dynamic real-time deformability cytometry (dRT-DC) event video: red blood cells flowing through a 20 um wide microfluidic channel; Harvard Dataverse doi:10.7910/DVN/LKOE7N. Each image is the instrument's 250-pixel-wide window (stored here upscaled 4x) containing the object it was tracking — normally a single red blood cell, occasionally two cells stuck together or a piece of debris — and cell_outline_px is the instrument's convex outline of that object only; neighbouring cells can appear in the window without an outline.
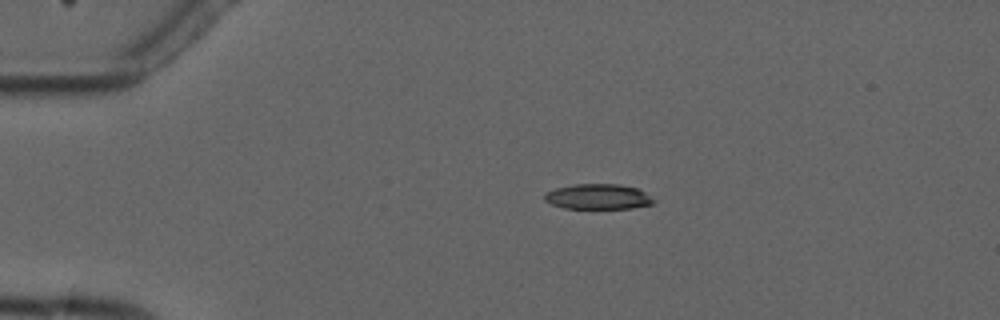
{"species": "common noctule bat (a hibernating species)", "species_latin": "Nyctalus noctula", "temperature_condition": "cold", "stored_images_in_passage": 6, "camera_frame_rate_fps": 3000, "um_per_image_px": 0.085, "animal": {"sex": "male", "forearm_length_mm": 52.5}, "frame": {"image": 1, "passage_image": 4, "time_ms": 3.333, "image_size_px": [1000, 320], "cell_outline_px": [[656, 200], [652, 204], [632, 208], [564, 208], [552, 204], [544, 200], [544, 196], [548, 192], [556, 188], [572, 184], [620, 184], [636, 188], [644, 192]], "centroid_in_image_um": [50.84, 16.71], "position_along_channel_um": 34.2, "area_um2": 15.95}}
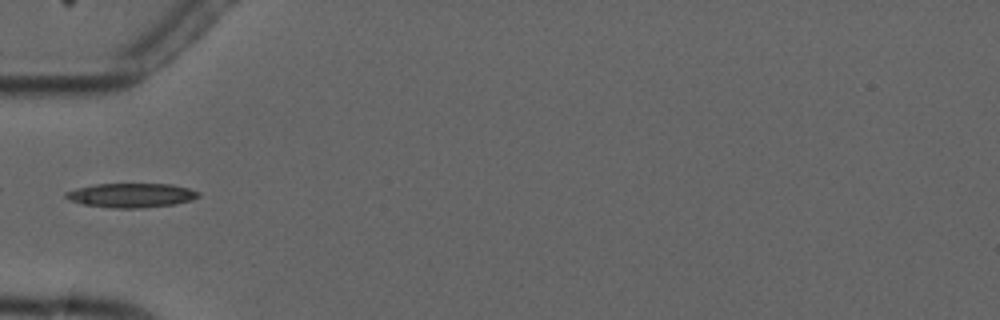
{"frame": {"image": 2, "passage_image": 6, "time_ms": 5.667, "image_size_px": [1000, 320], "cell_outline_px": [[200, 196], [192, 200], [176, 204], [140, 208], [112, 208], [84, 204], [68, 200], [64, 196], [64, 192], [76, 188], [92, 184], [172, 184], [188, 188], [200, 192]], "centroid_in_image_um": [11.15, 16.6], "position_along_channel_um": 73.9, "area_um2": 18.9}}